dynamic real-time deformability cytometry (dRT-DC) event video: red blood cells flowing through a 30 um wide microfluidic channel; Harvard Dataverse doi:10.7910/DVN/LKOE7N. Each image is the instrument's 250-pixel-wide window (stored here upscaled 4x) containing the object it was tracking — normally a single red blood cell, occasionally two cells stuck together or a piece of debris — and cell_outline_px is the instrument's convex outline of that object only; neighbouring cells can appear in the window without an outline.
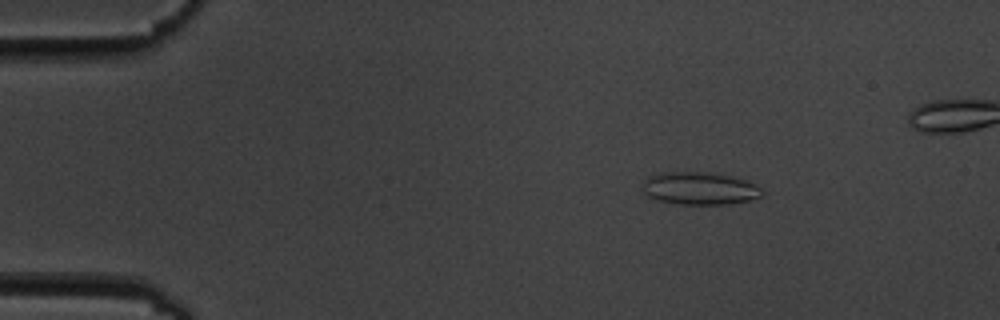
{"species": "common noctule bat (a hibernating species)", "species_latin": "Nyctalus noctula", "temperature_condition": "cold", "stored_images_in_passage": 5, "camera_frame_rate_fps": 3000, "um_per_image_px": 0.085, "animal": {"sex": "male", "body_mass_g": 19.5, "forearm_length_mm": 54.6}, "frame": {"image": 1, "passage_image": 2, "time_ms": 1.667, "image_size_px": [1000, 320], "cell_outline_px": [[764, 192], [760, 196], [748, 200], [728, 204], [676, 204], [660, 200], [648, 196], [644, 192], [644, 180], [648, 176], [660, 172], [704, 172], [732, 176], [748, 180], [760, 188]], "centroid_in_image_um": [59.47, 16.0], "position_along_channel_um": 25.5, "area_um2": 22.6}}